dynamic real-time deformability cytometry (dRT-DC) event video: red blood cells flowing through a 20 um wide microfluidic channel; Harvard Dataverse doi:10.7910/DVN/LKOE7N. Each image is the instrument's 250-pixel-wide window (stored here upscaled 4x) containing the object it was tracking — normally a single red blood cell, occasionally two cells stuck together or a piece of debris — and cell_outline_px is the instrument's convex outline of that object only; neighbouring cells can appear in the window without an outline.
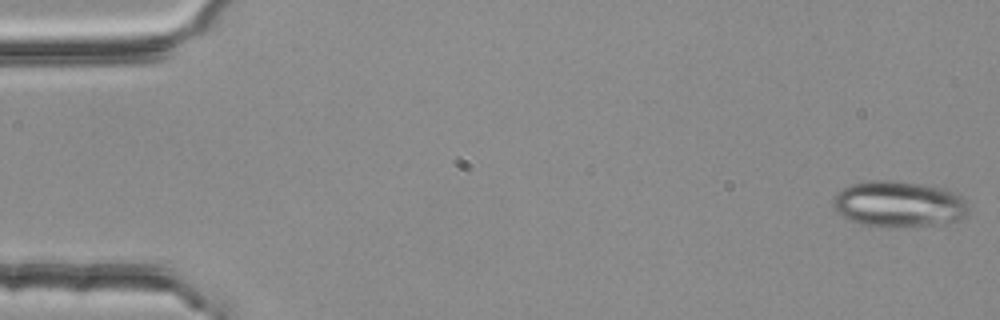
{"species": "common noctule bat (a hibernating species)", "species_latin": "Nyctalus noctula", "temperature_condition": "room temperature", "stored_images_in_passage": 4, "camera_frame_rate_fps": 3000, "um_per_image_px": 0.085, "animal": {"sex": "female", "body_mass_g": 25.1}, "frame": {"image": 1, "passage_image": 1, "time_ms": 0.0, "image_size_px": [1000, 320], "cell_outline_px": [[968, 212], [964, 216], [956, 220], [944, 224], [900, 228], [884, 228], [860, 224], [848, 220], [836, 212], [832, 208], [832, 196], [836, 192], [852, 184], [872, 180], [896, 180], [932, 184], [948, 188], [960, 196], [968, 204]], "centroid_in_image_um": [76.38, 17.35], "position_along_channel_um": 8.6, "area_um2": 37.57}}